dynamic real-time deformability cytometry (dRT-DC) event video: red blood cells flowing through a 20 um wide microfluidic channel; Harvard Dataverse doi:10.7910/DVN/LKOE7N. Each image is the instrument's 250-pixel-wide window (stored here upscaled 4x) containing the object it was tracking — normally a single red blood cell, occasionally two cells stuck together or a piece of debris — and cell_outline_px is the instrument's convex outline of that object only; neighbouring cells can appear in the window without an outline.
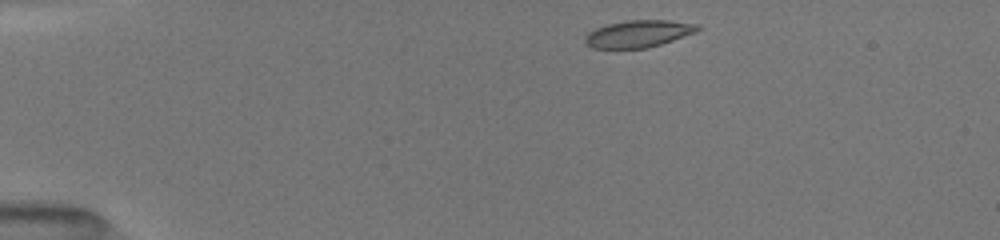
{"species": "common noctule bat (a hibernating species)", "species_latin": "Nyctalus noctula", "temperature_condition": "room temperature", "stored_images_in_passage": 39, "camera_frame_rate_fps": 3000, "um_per_image_px": 0.085, "animal": {"sex": "female", "body_mass_g": 19.5, "forearm_length_mm": 54.1}, "frame": {"image": 1, "passage_image": 1, "time_ms": 0.0, "image_size_px": [1000, 240], "cell_outline_px": [[700, 28], [696, 32], [648, 48], [592, 48], [584, 44], [584, 36], [588, 32], [596, 28], [608, 24], [628, 20], [668, 20], [696, 24]], "centroid_in_image_um": [54.21, 2.87], "position_along_channel_um": 30.8, "area_um2": 17.69}}
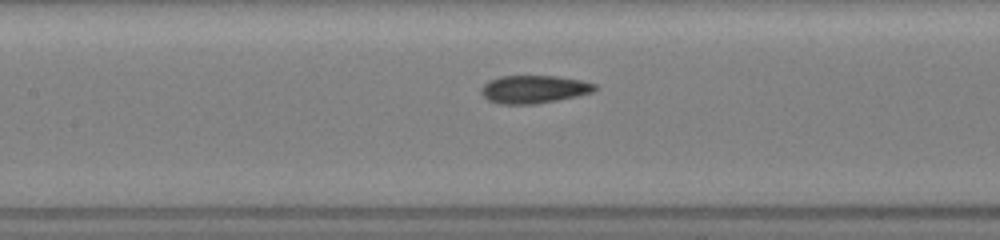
{"frame": {"image": 2, "passage_image": 22, "time_ms": 5.0, "image_size_px": [1000, 240], "cell_outline_px": [[596, 88], [592, 92], [576, 96], [536, 104], [500, 104], [488, 100], [480, 92], [480, 88], [488, 80], [500, 76], [556, 76], [580, 80], [596, 84]], "centroid_in_image_um": [45.34, 7.58], "position_along_channel_um": 162.1, "area_um2": 18.44}}
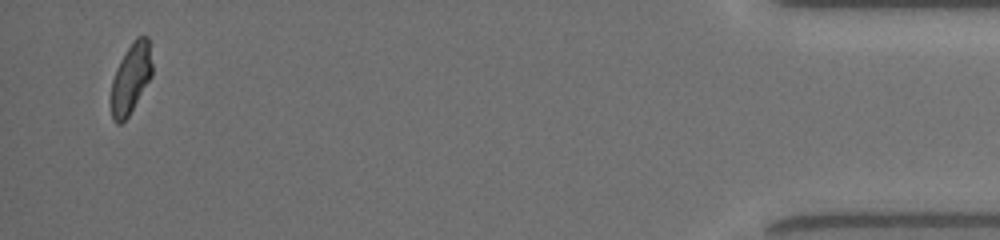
{"frame": {"image": 3, "passage_image": 39, "time_ms": 13.333, "image_size_px": [1000, 240], "cell_outline_px": [[152, 76], [128, 116], [120, 124], [116, 124], [112, 120], [112, 80], [116, 68], [120, 60], [132, 40], [136, 36], [148, 36], [152, 64]], "centroid_in_image_um": [11.13, 6.62], "position_along_channel_um": 424.1, "area_um2": 16.7}, "authors_computed_cell_mechanics": {"area_um2": 18.1492, "velocity_mm_per_s": 4.0349, "shape_relaxation_time_tau1_ms": 7.5549, "shape_relaxation_time_tau2_ms": 1.9907, "deformation_change_tau1": 0.2196, "deformation_change_tau2": 0.0901}}